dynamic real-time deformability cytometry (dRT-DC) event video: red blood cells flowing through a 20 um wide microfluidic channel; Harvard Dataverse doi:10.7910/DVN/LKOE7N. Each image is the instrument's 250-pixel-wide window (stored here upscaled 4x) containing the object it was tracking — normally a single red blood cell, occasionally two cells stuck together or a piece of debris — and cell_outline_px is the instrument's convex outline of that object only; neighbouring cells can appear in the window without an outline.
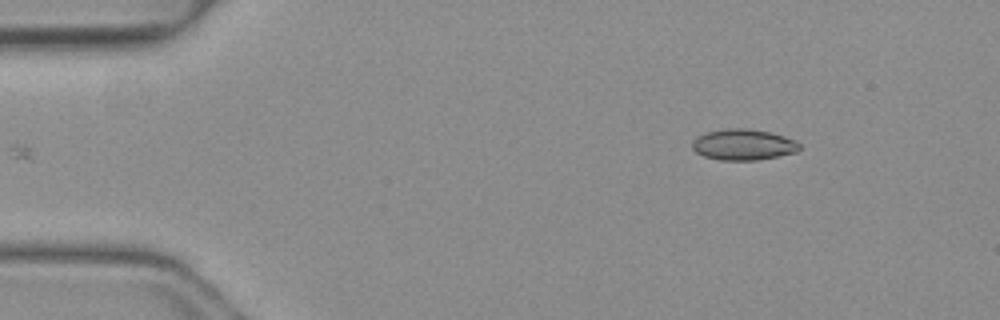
{"species": "common noctule bat (a hibernating species)", "species_latin": "Nyctalus noctula", "temperature_condition": "warm", "stored_images_in_passage": 42, "camera_frame_rate_fps": 3000, "um_per_image_px": 0.085, "animal": {"sex": "female", "body_mass_g": 19.3, "forearm_length_mm": 54.1}, "frame": {"image": 1, "passage_image": 1, "time_ms": 0.0, "image_size_px": [1000, 320], "cell_outline_px": [[800, 148], [796, 152], [756, 160], [720, 160], [704, 156], [696, 152], [692, 148], [692, 140], [696, 136], [708, 132], [724, 128], [748, 128], [768, 132], [784, 136], [796, 140], [800, 144]], "centroid_in_image_um": [63.16, 12.28], "position_along_channel_um": 21.8, "area_um2": 19.36}}
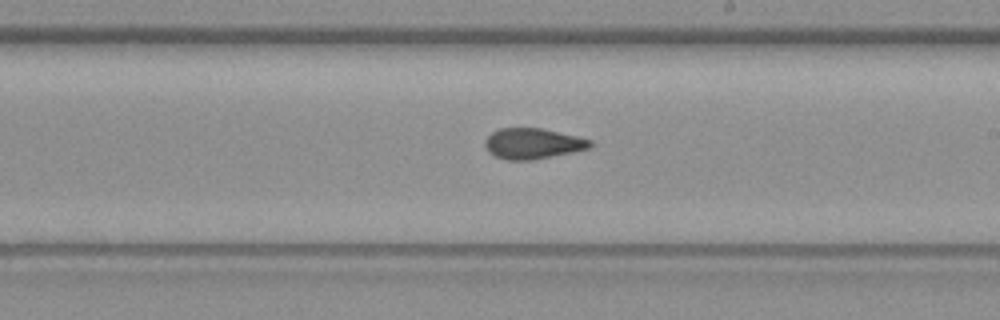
{"frame": {"image": 2, "passage_image": 23, "time_ms": 7.333, "image_size_px": [1000, 320], "cell_outline_px": [[592, 144], [588, 148], [572, 152], [532, 160], [508, 160], [496, 156], [488, 152], [484, 144], [484, 140], [492, 132], [500, 128], [540, 128], [576, 136], [592, 140]], "centroid_in_image_um": [45.25, 12.2], "position_along_channel_um": 243.8, "area_um2": 18.61}}
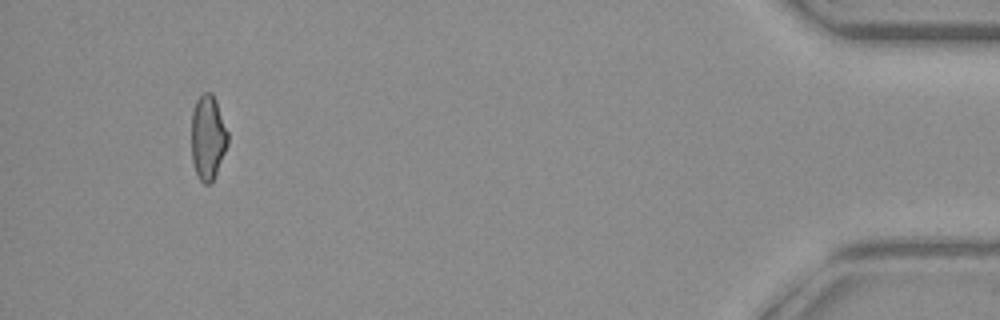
{"frame": {"image": 3, "passage_image": 41, "time_ms": 13.333, "image_size_px": [1000, 320], "cell_outline_px": [[228, 144], [216, 172], [212, 180], [208, 184], [204, 184], [200, 180], [196, 172], [192, 160], [192, 112], [196, 100], [204, 92], [212, 92], [216, 100], [228, 132]], "centroid_in_image_um": [17.67, 11.65], "position_along_channel_um": 417.5, "area_um2": 17.74}}